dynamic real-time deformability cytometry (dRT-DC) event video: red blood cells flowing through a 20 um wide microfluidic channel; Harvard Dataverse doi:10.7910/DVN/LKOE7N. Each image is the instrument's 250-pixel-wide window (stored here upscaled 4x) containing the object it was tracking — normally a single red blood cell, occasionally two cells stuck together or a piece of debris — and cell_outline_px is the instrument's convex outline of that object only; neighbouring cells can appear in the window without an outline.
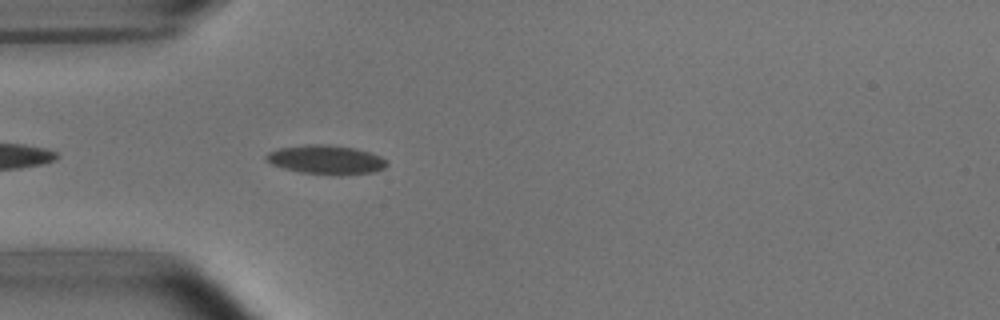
{"species": "common noctule bat (a hibernating species)", "species_latin": "Nyctalus noctula", "temperature_condition": "room temperature", "stored_images_in_passage": 3, "camera_frame_rate_fps": 3000, "um_per_image_px": 0.085, "animal": {"sex": "male", "body_mass_g": 15.6}, "frame": {"image": 1, "passage_image": 3, "time_ms": 3.333, "image_size_px": [1000, 320], "cell_outline_px": [[388, 164], [384, 168], [372, 172], [340, 176], [336, 176], [300, 172], [284, 168], [272, 164], [264, 160], [264, 156], [268, 152], [280, 148], [304, 144], [324, 144], [356, 148], [380, 156], [388, 160]], "centroid_in_image_um": [27.71, 13.58], "position_along_channel_um": 57.3, "area_um2": 20.69}}